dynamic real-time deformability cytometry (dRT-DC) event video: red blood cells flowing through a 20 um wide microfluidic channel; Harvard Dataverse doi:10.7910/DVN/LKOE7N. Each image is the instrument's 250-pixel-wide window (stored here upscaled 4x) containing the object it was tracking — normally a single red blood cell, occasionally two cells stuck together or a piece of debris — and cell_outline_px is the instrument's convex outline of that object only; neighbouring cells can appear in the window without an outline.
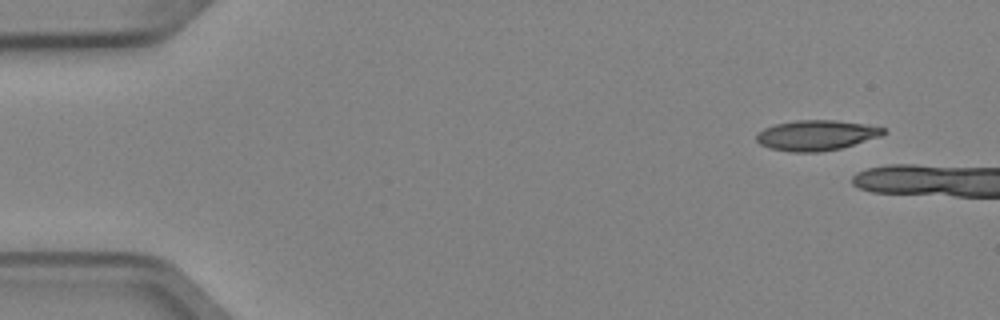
{"species": "Egyptian fruit bat (a non-hibernating species)", "species_latin": "Rousettus aegyptiacus", "temperature_condition": "cold", "stored_images_in_passage": 2, "camera_frame_rate_fps": 3000, "um_per_image_px": 0.085, "animal": {"sex": "female"}, "frame": {"image": 1, "passage_image": 1, "time_ms": 0.0, "image_size_px": [1000, 320], "cell_outline_px": [[888, 132], [880, 136], [840, 148], [820, 152], [792, 152], [768, 148], [760, 144], [756, 140], [756, 132], [764, 128], [776, 124], [796, 120], [836, 120], [864, 124], [884, 128]], "centroid_in_image_um": [69.35, 11.5], "position_along_channel_um": 15.7, "area_um2": 22.37}}